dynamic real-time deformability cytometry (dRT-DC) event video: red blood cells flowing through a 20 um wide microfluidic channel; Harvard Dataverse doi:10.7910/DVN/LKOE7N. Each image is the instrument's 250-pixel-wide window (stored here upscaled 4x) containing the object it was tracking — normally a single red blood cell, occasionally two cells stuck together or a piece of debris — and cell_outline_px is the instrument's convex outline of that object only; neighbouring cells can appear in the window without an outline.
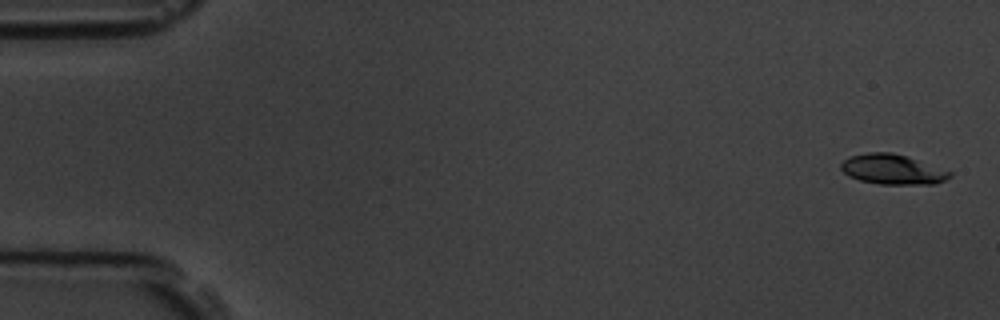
{"species": "common noctule bat (a hibernating species)", "species_latin": "Nyctalus noctula", "temperature_condition": "room temperature", "stored_images_in_passage": 5, "camera_frame_rate_fps": 3000, "um_per_image_px": 0.085, "animal": {"sex": "male", "body_mass_g": 19.5, "forearm_length_mm": 54.6}, "frame": {"image": 1, "passage_image": 1, "time_ms": 0.0, "image_size_px": [1000, 320], "cell_outline_px": [[952, 176], [936, 184], [880, 184], [860, 180], [848, 176], [840, 168], [840, 164], [844, 160], [852, 156], [868, 152], [892, 152], [952, 172]], "centroid_in_image_um": [75.84, 14.41], "position_along_channel_um": 9.2, "area_um2": 18.73}}
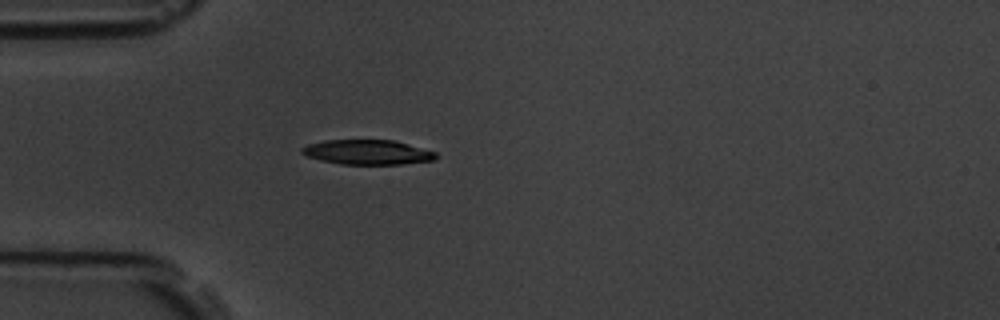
{"frame": {"image": 2, "passage_image": 5, "time_ms": 4.667, "image_size_px": [1000, 320], "cell_outline_px": [[436, 156], [432, 160], [400, 164], [340, 164], [320, 160], [308, 156], [300, 152], [300, 148], [308, 144], [324, 140], [392, 140], [408, 144], [436, 152]], "centroid_in_image_um": [31.18, 12.93], "position_along_channel_um": 53.8, "area_um2": 19.13}}